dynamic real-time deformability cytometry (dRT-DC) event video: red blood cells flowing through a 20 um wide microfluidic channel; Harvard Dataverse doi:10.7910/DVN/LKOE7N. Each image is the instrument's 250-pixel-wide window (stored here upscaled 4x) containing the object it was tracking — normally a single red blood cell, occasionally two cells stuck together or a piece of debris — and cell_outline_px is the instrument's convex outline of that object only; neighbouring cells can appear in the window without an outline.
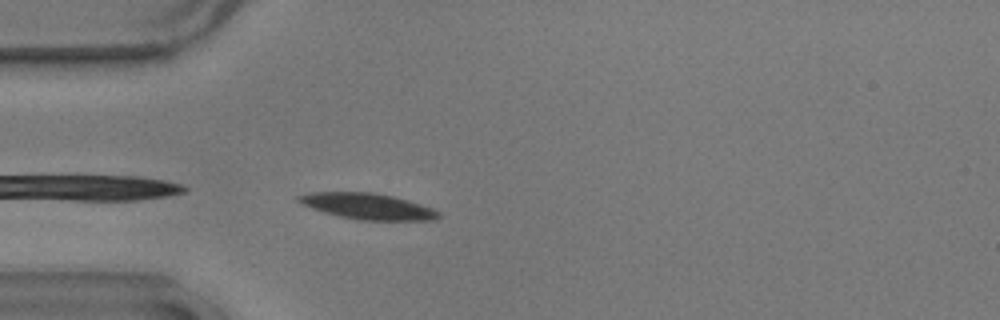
{"species": "common noctule bat (a hibernating species)", "species_latin": "Nyctalus noctula", "temperature_condition": "warm", "stored_images_in_passage": 24, "camera_frame_rate_fps": 3000, "um_per_image_px": 0.085, "animal": {"sex": "male", "body_mass_g": 17.9}, "frame": {"image": 1, "passage_image": 1, "time_ms": 0.0, "image_size_px": [1000, 320], "cell_outline_px": [[440, 216], [432, 220], [360, 220], [340, 216], [324, 212], [312, 208], [296, 200], [296, 196], [312, 192], [372, 192], [392, 196], [408, 200], [432, 208], [440, 212]], "centroid_in_image_um": [31.25, 17.53], "position_along_channel_um": 53.7, "area_um2": 20.98}}